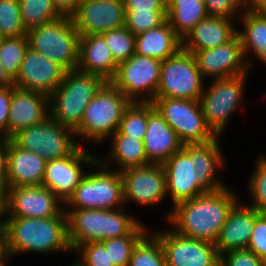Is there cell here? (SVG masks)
Here are the masks:
<instances>
[{"instance_id": "6da1fadb", "label": "cell", "mask_w": 266, "mask_h": 266, "mask_svg": "<svg viewBox=\"0 0 266 266\" xmlns=\"http://www.w3.org/2000/svg\"><path fill=\"white\" fill-rule=\"evenodd\" d=\"M220 139L217 137L205 144H184L162 164L167 199L171 200L172 208L205 192L227 186L219 174L222 169L226 170L227 161L221 151Z\"/></svg>"}, {"instance_id": "7a4b0ae2", "label": "cell", "mask_w": 266, "mask_h": 266, "mask_svg": "<svg viewBox=\"0 0 266 266\" xmlns=\"http://www.w3.org/2000/svg\"><path fill=\"white\" fill-rule=\"evenodd\" d=\"M239 199V194L228 185L205 192L166 211V226L169 224L185 237L215 244L231 208Z\"/></svg>"}, {"instance_id": "3957f363", "label": "cell", "mask_w": 266, "mask_h": 266, "mask_svg": "<svg viewBox=\"0 0 266 266\" xmlns=\"http://www.w3.org/2000/svg\"><path fill=\"white\" fill-rule=\"evenodd\" d=\"M5 239L7 253L12 258L32 252L48 256L73 254L65 211L49 218L6 217Z\"/></svg>"}, {"instance_id": "277c9868", "label": "cell", "mask_w": 266, "mask_h": 266, "mask_svg": "<svg viewBox=\"0 0 266 266\" xmlns=\"http://www.w3.org/2000/svg\"><path fill=\"white\" fill-rule=\"evenodd\" d=\"M127 209H64L67 215L68 241L72 250L86 242L126 235H145L151 228L147 223L129 215Z\"/></svg>"}, {"instance_id": "5b68a950", "label": "cell", "mask_w": 266, "mask_h": 266, "mask_svg": "<svg viewBox=\"0 0 266 266\" xmlns=\"http://www.w3.org/2000/svg\"><path fill=\"white\" fill-rule=\"evenodd\" d=\"M130 103L117 87L106 81L96 92L85 109L80 125L74 130L77 141L81 139L78 144L85 147L86 143L95 146L106 143L118 130L123 113Z\"/></svg>"}, {"instance_id": "8992f818", "label": "cell", "mask_w": 266, "mask_h": 266, "mask_svg": "<svg viewBox=\"0 0 266 266\" xmlns=\"http://www.w3.org/2000/svg\"><path fill=\"white\" fill-rule=\"evenodd\" d=\"M105 82L101 76L78 69L66 71L62 83L49 96L50 116L75 130L85 109Z\"/></svg>"}, {"instance_id": "52a82bcc", "label": "cell", "mask_w": 266, "mask_h": 266, "mask_svg": "<svg viewBox=\"0 0 266 266\" xmlns=\"http://www.w3.org/2000/svg\"><path fill=\"white\" fill-rule=\"evenodd\" d=\"M248 75L250 74L243 73L206 81L199 103L207 126L217 137L223 139V134L236 111H245Z\"/></svg>"}, {"instance_id": "ba28073f", "label": "cell", "mask_w": 266, "mask_h": 266, "mask_svg": "<svg viewBox=\"0 0 266 266\" xmlns=\"http://www.w3.org/2000/svg\"><path fill=\"white\" fill-rule=\"evenodd\" d=\"M123 207L126 206L121 172L105 167L99 160L88 169L64 204L66 209L115 210Z\"/></svg>"}, {"instance_id": "9c48e42d", "label": "cell", "mask_w": 266, "mask_h": 266, "mask_svg": "<svg viewBox=\"0 0 266 266\" xmlns=\"http://www.w3.org/2000/svg\"><path fill=\"white\" fill-rule=\"evenodd\" d=\"M29 47L57 62L66 71L77 69L80 35L69 16L27 31Z\"/></svg>"}, {"instance_id": "30bf717a", "label": "cell", "mask_w": 266, "mask_h": 266, "mask_svg": "<svg viewBox=\"0 0 266 266\" xmlns=\"http://www.w3.org/2000/svg\"><path fill=\"white\" fill-rule=\"evenodd\" d=\"M206 80L194 55L183 48L162 61L155 98H179L199 101Z\"/></svg>"}, {"instance_id": "8fae6325", "label": "cell", "mask_w": 266, "mask_h": 266, "mask_svg": "<svg viewBox=\"0 0 266 266\" xmlns=\"http://www.w3.org/2000/svg\"><path fill=\"white\" fill-rule=\"evenodd\" d=\"M11 140L46 161L66 157L79 146L74 130L59 124L51 116L21 130Z\"/></svg>"}, {"instance_id": "7c38bea8", "label": "cell", "mask_w": 266, "mask_h": 266, "mask_svg": "<svg viewBox=\"0 0 266 266\" xmlns=\"http://www.w3.org/2000/svg\"><path fill=\"white\" fill-rule=\"evenodd\" d=\"M152 103L183 144H205L217 138L206 124L199 101L154 98Z\"/></svg>"}, {"instance_id": "4fadbf2b", "label": "cell", "mask_w": 266, "mask_h": 266, "mask_svg": "<svg viewBox=\"0 0 266 266\" xmlns=\"http://www.w3.org/2000/svg\"><path fill=\"white\" fill-rule=\"evenodd\" d=\"M162 61L133 54L117 66L110 82L131 102H152L160 79Z\"/></svg>"}, {"instance_id": "5bb4252c", "label": "cell", "mask_w": 266, "mask_h": 266, "mask_svg": "<svg viewBox=\"0 0 266 266\" xmlns=\"http://www.w3.org/2000/svg\"><path fill=\"white\" fill-rule=\"evenodd\" d=\"M92 151L79 145L66 157L48 160L42 186L50 189L65 204L88 172L87 169L98 160L96 152Z\"/></svg>"}, {"instance_id": "9a60e30c", "label": "cell", "mask_w": 266, "mask_h": 266, "mask_svg": "<svg viewBox=\"0 0 266 266\" xmlns=\"http://www.w3.org/2000/svg\"><path fill=\"white\" fill-rule=\"evenodd\" d=\"M152 232L160 241L167 266H220V255L214 243L185 237L170 225Z\"/></svg>"}, {"instance_id": "2e32d148", "label": "cell", "mask_w": 266, "mask_h": 266, "mask_svg": "<svg viewBox=\"0 0 266 266\" xmlns=\"http://www.w3.org/2000/svg\"><path fill=\"white\" fill-rule=\"evenodd\" d=\"M125 206L160 205L167 199L165 173L162 164H148L120 171ZM128 203V204H126Z\"/></svg>"}, {"instance_id": "e0dca14e", "label": "cell", "mask_w": 266, "mask_h": 266, "mask_svg": "<svg viewBox=\"0 0 266 266\" xmlns=\"http://www.w3.org/2000/svg\"><path fill=\"white\" fill-rule=\"evenodd\" d=\"M6 217L49 218L64 211V203L47 187L19 186L4 192Z\"/></svg>"}, {"instance_id": "ac0fdd59", "label": "cell", "mask_w": 266, "mask_h": 266, "mask_svg": "<svg viewBox=\"0 0 266 266\" xmlns=\"http://www.w3.org/2000/svg\"><path fill=\"white\" fill-rule=\"evenodd\" d=\"M192 54L200 73L208 81L250 73L238 34L223 45L199 50Z\"/></svg>"}, {"instance_id": "d6986e66", "label": "cell", "mask_w": 266, "mask_h": 266, "mask_svg": "<svg viewBox=\"0 0 266 266\" xmlns=\"http://www.w3.org/2000/svg\"><path fill=\"white\" fill-rule=\"evenodd\" d=\"M65 72L57 62L28 47L14 86L50 96L62 83Z\"/></svg>"}, {"instance_id": "ffe728a7", "label": "cell", "mask_w": 266, "mask_h": 266, "mask_svg": "<svg viewBox=\"0 0 266 266\" xmlns=\"http://www.w3.org/2000/svg\"><path fill=\"white\" fill-rule=\"evenodd\" d=\"M80 36L97 35L125 25L123 0L80 2L71 16Z\"/></svg>"}, {"instance_id": "44dd1931", "label": "cell", "mask_w": 266, "mask_h": 266, "mask_svg": "<svg viewBox=\"0 0 266 266\" xmlns=\"http://www.w3.org/2000/svg\"><path fill=\"white\" fill-rule=\"evenodd\" d=\"M49 96L13 85L8 117V139L50 116Z\"/></svg>"}, {"instance_id": "7402d4cb", "label": "cell", "mask_w": 266, "mask_h": 266, "mask_svg": "<svg viewBox=\"0 0 266 266\" xmlns=\"http://www.w3.org/2000/svg\"><path fill=\"white\" fill-rule=\"evenodd\" d=\"M261 214L239 199L231 208L215 243L219 255L230 250L247 249L254 223Z\"/></svg>"}, {"instance_id": "603a6c76", "label": "cell", "mask_w": 266, "mask_h": 266, "mask_svg": "<svg viewBox=\"0 0 266 266\" xmlns=\"http://www.w3.org/2000/svg\"><path fill=\"white\" fill-rule=\"evenodd\" d=\"M143 143L147 160L151 164H163L184 145L152 102H149V117Z\"/></svg>"}, {"instance_id": "cb8c5ba5", "label": "cell", "mask_w": 266, "mask_h": 266, "mask_svg": "<svg viewBox=\"0 0 266 266\" xmlns=\"http://www.w3.org/2000/svg\"><path fill=\"white\" fill-rule=\"evenodd\" d=\"M237 21L222 16H207L182 39V48L193 53L223 45L237 35Z\"/></svg>"}, {"instance_id": "d4e9b609", "label": "cell", "mask_w": 266, "mask_h": 266, "mask_svg": "<svg viewBox=\"0 0 266 266\" xmlns=\"http://www.w3.org/2000/svg\"><path fill=\"white\" fill-rule=\"evenodd\" d=\"M46 160L8 139V188L42 185Z\"/></svg>"}, {"instance_id": "484cf974", "label": "cell", "mask_w": 266, "mask_h": 266, "mask_svg": "<svg viewBox=\"0 0 266 266\" xmlns=\"http://www.w3.org/2000/svg\"><path fill=\"white\" fill-rule=\"evenodd\" d=\"M117 66L101 34L80 36L78 70L110 81L115 76Z\"/></svg>"}, {"instance_id": "4316f807", "label": "cell", "mask_w": 266, "mask_h": 266, "mask_svg": "<svg viewBox=\"0 0 266 266\" xmlns=\"http://www.w3.org/2000/svg\"><path fill=\"white\" fill-rule=\"evenodd\" d=\"M109 140L107 158L98 156V160L105 167L121 171L126 168L151 164L147 160L142 140L125 135L118 130L110 136Z\"/></svg>"}, {"instance_id": "83f0119b", "label": "cell", "mask_w": 266, "mask_h": 266, "mask_svg": "<svg viewBox=\"0 0 266 266\" xmlns=\"http://www.w3.org/2000/svg\"><path fill=\"white\" fill-rule=\"evenodd\" d=\"M238 20L242 29H237V34L250 71L254 67V58L266 65V13L243 10Z\"/></svg>"}, {"instance_id": "f1b7e54d", "label": "cell", "mask_w": 266, "mask_h": 266, "mask_svg": "<svg viewBox=\"0 0 266 266\" xmlns=\"http://www.w3.org/2000/svg\"><path fill=\"white\" fill-rule=\"evenodd\" d=\"M182 48V39L168 21L135 36V54L165 61Z\"/></svg>"}, {"instance_id": "f546056e", "label": "cell", "mask_w": 266, "mask_h": 266, "mask_svg": "<svg viewBox=\"0 0 266 266\" xmlns=\"http://www.w3.org/2000/svg\"><path fill=\"white\" fill-rule=\"evenodd\" d=\"M207 16L203 0H171L167 5V21L181 39Z\"/></svg>"}, {"instance_id": "4dcf8cb0", "label": "cell", "mask_w": 266, "mask_h": 266, "mask_svg": "<svg viewBox=\"0 0 266 266\" xmlns=\"http://www.w3.org/2000/svg\"><path fill=\"white\" fill-rule=\"evenodd\" d=\"M128 266H167L160 241L151 229L134 246Z\"/></svg>"}, {"instance_id": "1f68e13d", "label": "cell", "mask_w": 266, "mask_h": 266, "mask_svg": "<svg viewBox=\"0 0 266 266\" xmlns=\"http://www.w3.org/2000/svg\"><path fill=\"white\" fill-rule=\"evenodd\" d=\"M19 3L22 22L27 31L62 16L52 0H19Z\"/></svg>"}, {"instance_id": "d6a6232c", "label": "cell", "mask_w": 266, "mask_h": 266, "mask_svg": "<svg viewBox=\"0 0 266 266\" xmlns=\"http://www.w3.org/2000/svg\"><path fill=\"white\" fill-rule=\"evenodd\" d=\"M29 47L27 35L2 38L0 41V63L14 81Z\"/></svg>"}, {"instance_id": "836d02e7", "label": "cell", "mask_w": 266, "mask_h": 266, "mask_svg": "<svg viewBox=\"0 0 266 266\" xmlns=\"http://www.w3.org/2000/svg\"><path fill=\"white\" fill-rule=\"evenodd\" d=\"M149 117V102H131L125 109L118 131L144 140Z\"/></svg>"}, {"instance_id": "e575fe53", "label": "cell", "mask_w": 266, "mask_h": 266, "mask_svg": "<svg viewBox=\"0 0 266 266\" xmlns=\"http://www.w3.org/2000/svg\"><path fill=\"white\" fill-rule=\"evenodd\" d=\"M259 155L247 180V204L261 212L266 208V155Z\"/></svg>"}, {"instance_id": "d590c367", "label": "cell", "mask_w": 266, "mask_h": 266, "mask_svg": "<svg viewBox=\"0 0 266 266\" xmlns=\"http://www.w3.org/2000/svg\"><path fill=\"white\" fill-rule=\"evenodd\" d=\"M22 35H27V30L22 22L19 0H0V36Z\"/></svg>"}, {"instance_id": "8d00e7d4", "label": "cell", "mask_w": 266, "mask_h": 266, "mask_svg": "<svg viewBox=\"0 0 266 266\" xmlns=\"http://www.w3.org/2000/svg\"><path fill=\"white\" fill-rule=\"evenodd\" d=\"M117 64L127 61L135 53V35L125 26L101 34Z\"/></svg>"}, {"instance_id": "74e56055", "label": "cell", "mask_w": 266, "mask_h": 266, "mask_svg": "<svg viewBox=\"0 0 266 266\" xmlns=\"http://www.w3.org/2000/svg\"><path fill=\"white\" fill-rule=\"evenodd\" d=\"M167 21V11H125V27L139 35Z\"/></svg>"}, {"instance_id": "f35d334b", "label": "cell", "mask_w": 266, "mask_h": 266, "mask_svg": "<svg viewBox=\"0 0 266 266\" xmlns=\"http://www.w3.org/2000/svg\"><path fill=\"white\" fill-rule=\"evenodd\" d=\"M144 235H126L119 238L102 240L100 243L109 253L110 263L115 266H128L132 251Z\"/></svg>"}, {"instance_id": "ab89813d", "label": "cell", "mask_w": 266, "mask_h": 266, "mask_svg": "<svg viewBox=\"0 0 266 266\" xmlns=\"http://www.w3.org/2000/svg\"><path fill=\"white\" fill-rule=\"evenodd\" d=\"M73 253L78 260L71 262L72 266H115L110 263L109 253L100 242H86L78 245Z\"/></svg>"}, {"instance_id": "60d3db41", "label": "cell", "mask_w": 266, "mask_h": 266, "mask_svg": "<svg viewBox=\"0 0 266 266\" xmlns=\"http://www.w3.org/2000/svg\"><path fill=\"white\" fill-rule=\"evenodd\" d=\"M208 16H222L230 19L240 17L243 9L242 0H203Z\"/></svg>"}, {"instance_id": "b9f144b4", "label": "cell", "mask_w": 266, "mask_h": 266, "mask_svg": "<svg viewBox=\"0 0 266 266\" xmlns=\"http://www.w3.org/2000/svg\"><path fill=\"white\" fill-rule=\"evenodd\" d=\"M220 266H263L262 259L248 249L230 250L220 255Z\"/></svg>"}, {"instance_id": "7bdbcfd3", "label": "cell", "mask_w": 266, "mask_h": 266, "mask_svg": "<svg viewBox=\"0 0 266 266\" xmlns=\"http://www.w3.org/2000/svg\"><path fill=\"white\" fill-rule=\"evenodd\" d=\"M247 249L261 259L266 255V217L263 214L254 223Z\"/></svg>"}, {"instance_id": "ee69618b", "label": "cell", "mask_w": 266, "mask_h": 266, "mask_svg": "<svg viewBox=\"0 0 266 266\" xmlns=\"http://www.w3.org/2000/svg\"><path fill=\"white\" fill-rule=\"evenodd\" d=\"M13 85L0 88V139H8V117Z\"/></svg>"}, {"instance_id": "f6af8a7d", "label": "cell", "mask_w": 266, "mask_h": 266, "mask_svg": "<svg viewBox=\"0 0 266 266\" xmlns=\"http://www.w3.org/2000/svg\"><path fill=\"white\" fill-rule=\"evenodd\" d=\"M124 11H167L162 0H123Z\"/></svg>"}, {"instance_id": "bcb514c9", "label": "cell", "mask_w": 266, "mask_h": 266, "mask_svg": "<svg viewBox=\"0 0 266 266\" xmlns=\"http://www.w3.org/2000/svg\"><path fill=\"white\" fill-rule=\"evenodd\" d=\"M8 139H0V193L8 189Z\"/></svg>"}, {"instance_id": "7dc6e473", "label": "cell", "mask_w": 266, "mask_h": 266, "mask_svg": "<svg viewBox=\"0 0 266 266\" xmlns=\"http://www.w3.org/2000/svg\"><path fill=\"white\" fill-rule=\"evenodd\" d=\"M55 8L62 16L71 17L78 9L80 0H52Z\"/></svg>"}, {"instance_id": "c3c4849f", "label": "cell", "mask_w": 266, "mask_h": 266, "mask_svg": "<svg viewBox=\"0 0 266 266\" xmlns=\"http://www.w3.org/2000/svg\"><path fill=\"white\" fill-rule=\"evenodd\" d=\"M242 5L244 10L266 13V0H242Z\"/></svg>"}, {"instance_id": "681fc988", "label": "cell", "mask_w": 266, "mask_h": 266, "mask_svg": "<svg viewBox=\"0 0 266 266\" xmlns=\"http://www.w3.org/2000/svg\"><path fill=\"white\" fill-rule=\"evenodd\" d=\"M6 200L4 193H0V238H5Z\"/></svg>"}, {"instance_id": "f907efd6", "label": "cell", "mask_w": 266, "mask_h": 266, "mask_svg": "<svg viewBox=\"0 0 266 266\" xmlns=\"http://www.w3.org/2000/svg\"><path fill=\"white\" fill-rule=\"evenodd\" d=\"M14 85V81L8 76L0 63V88Z\"/></svg>"}, {"instance_id": "816d5d0a", "label": "cell", "mask_w": 266, "mask_h": 266, "mask_svg": "<svg viewBox=\"0 0 266 266\" xmlns=\"http://www.w3.org/2000/svg\"><path fill=\"white\" fill-rule=\"evenodd\" d=\"M7 254L6 239L0 238V260Z\"/></svg>"}, {"instance_id": "f5cc1de1", "label": "cell", "mask_w": 266, "mask_h": 266, "mask_svg": "<svg viewBox=\"0 0 266 266\" xmlns=\"http://www.w3.org/2000/svg\"><path fill=\"white\" fill-rule=\"evenodd\" d=\"M12 259V257L7 253L1 260H0V266H8V260Z\"/></svg>"}, {"instance_id": "db71d44e", "label": "cell", "mask_w": 266, "mask_h": 266, "mask_svg": "<svg viewBox=\"0 0 266 266\" xmlns=\"http://www.w3.org/2000/svg\"><path fill=\"white\" fill-rule=\"evenodd\" d=\"M259 99L261 100V102L263 103H265V101H266V93L264 92V94L262 95V99L259 97Z\"/></svg>"}, {"instance_id": "11a10c76", "label": "cell", "mask_w": 266, "mask_h": 266, "mask_svg": "<svg viewBox=\"0 0 266 266\" xmlns=\"http://www.w3.org/2000/svg\"><path fill=\"white\" fill-rule=\"evenodd\" d=\"M262 265L266 266V255L262 258Z\"/></svg>"}, {"instance_id": "9f6ffc18", "label": "cell", "mask_w": 266, "mask_h": 266, "mask_svg": "<svg viewBox=\"0 0 266 266\" xmlns=\"http://www.w3.org/2000/svg\"><path fill=\"white\" fill-rule=\"evenodd\" d=\"M166 5H168L170 2H171V0H162Z\"/></svg>"}, {"instance_id": "6f0895ef", "label": "cell", "mask_w": 266, "mask_h": 266, "mask_svg": "<svg viewBox=\"0 0 266 266\" xmlns=\"http://www.w3.org/2000/svg\"><path fill=\"white\" fill-rule=\"evenodd\" d=\"M261 213L266 217V208Z\"/></svg>"}, {"instance_id": "680465c9", "label": "cell", "mask_w": 266, "mask_h": 266, "mask_svg": "<svg viewBox=\"0 0 266 266\" xmlns=\"http://www.w3.org/2000/svg\"><path fill=\"white\" fill-rule=\"evenodd\" d=\"M87 1H93V0H80V2H87Z\"/></svg>"}]
</instances>
